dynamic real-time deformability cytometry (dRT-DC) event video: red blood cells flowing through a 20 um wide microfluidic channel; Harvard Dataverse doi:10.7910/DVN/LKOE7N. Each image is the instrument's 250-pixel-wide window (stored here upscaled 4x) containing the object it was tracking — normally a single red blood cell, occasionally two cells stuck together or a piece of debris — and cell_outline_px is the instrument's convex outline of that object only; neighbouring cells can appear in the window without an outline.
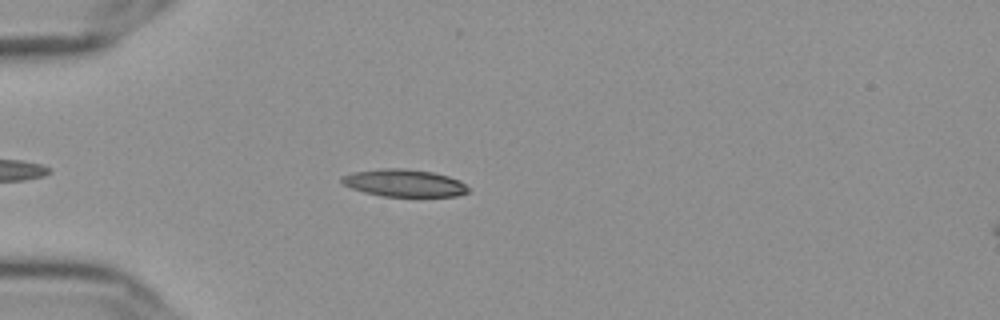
{"species": "Egyptian fruit bat (a non-hibernating species)", "species_latin": "Rousettus aegyptiacus", "temperature_condition": "cold", "stored_images_in_passage": 47, "camera_frame_rate_fps": 3000, "um_per_image_px": 0.085, "frame": {"image": 1, "passage_image": 7, "time_ms": 2.0, "image_size_px": [1000, 320], "cell_outline_px": [[468, 192], [456, 196], [384, 196], [364, 192], [352, 188], [344, 184], [340, 180], [340, 176], [352, 172], [384, 168], [404, 168], [432, 172], [448, 176], [460, 180], [468, 188]], "centroid_in_image_um": [34.33, 15.55], "position_along_channel_um": 50.7, "area_um2": 20.06}}
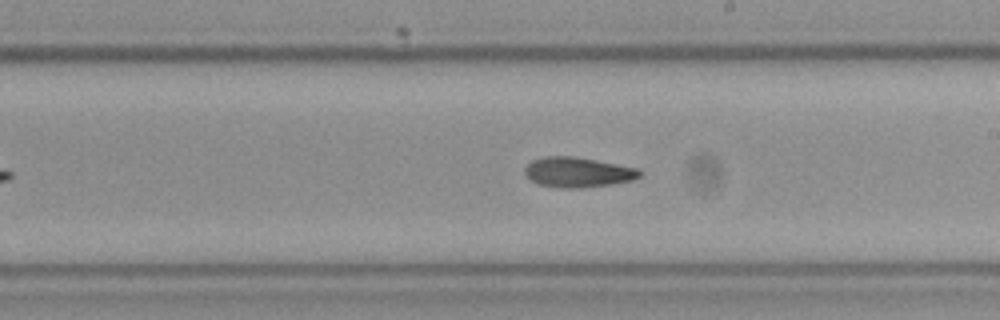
{"frame": {"image": 2, "passage_image": 24, "time_ms": 7.667, "image_size_px": [1000, 320], "cell_outline_px": [[640, 176], [632, 180], [612, 184], [580, 188], [556, 188], [536, 184], [524, 172], [524, 168], [532, 160], [544, 156], [572, 156], [596, 160], [640, 168]], "centroid_in_image_um": [49.1, 14.64], "position_along_channel_um": 239.9, "area_um2": 20.23}}
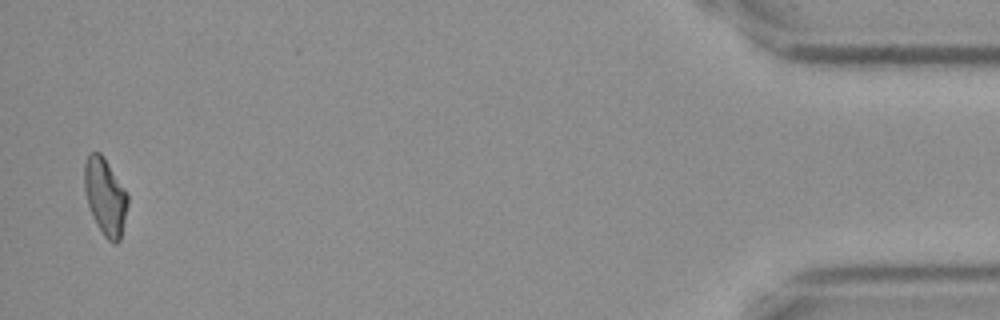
{"frame": {"image": 3, "passage_image": 46, "time_ms": 15.0, "image_size_px": [1000, 320], "cell_outline_px": [[128, 204], [120, 240], [116, 244], [112, 244], [104, 236], [88, 204], [84, 188], [84, 164], [88, 156], [92, 152], [100, 152], [104, 156], [128, 192]], "centroid_in_image_um": [8.97, 16.68], "position_along_channel_um": 426.2, "area_um2": 19.36}, "authors_computed_cell_mechanics": {"area_um2": 19.8254, "velocity_mm_per_s": 3.6323, "shape_relaxation_time_tau1_ms": null, "shape_relaxation_time_tau2_ms": 5.9018, "deformation_change_tau1": null, "deformation_change_tau2": 0.1469}}